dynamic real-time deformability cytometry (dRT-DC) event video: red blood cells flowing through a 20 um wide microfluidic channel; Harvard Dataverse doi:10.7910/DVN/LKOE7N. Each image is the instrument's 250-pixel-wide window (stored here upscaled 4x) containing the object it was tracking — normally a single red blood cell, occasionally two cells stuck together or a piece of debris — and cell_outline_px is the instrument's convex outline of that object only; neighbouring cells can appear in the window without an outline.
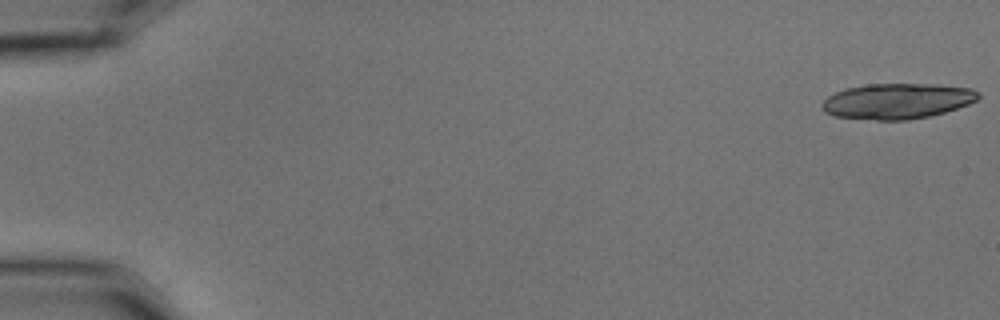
{"species": "common noctule bat (a hibernating species)", "species_latin": "Nyctalus noctula", "temperature_condition": "cold", "stored_images_in_passage": 6, "camera_frame_rate_fps": 3000, "um_per_image_px": 0.085, "animal": {"sex": "male", "body_mass_g": 15.6}, "frame": {"image": 1, "passage_image": 1, "time_ms": 0.0, "image_size_px": [1000, 320], "cell_outline_px": [[980, 96], [976, 100], [968, 104], [944, 112], [928, 116], [908, 120], [876, 120], [836, 116], [824, 112], [820, 104], [828, 96], [844, 88], [868, 84], [936, 84], [972, 88], [980, 92]], "centroid_in_image_um": [76.26, 8.58], "position_along_channel_um": 8.7, "area_um2": 32.37}}
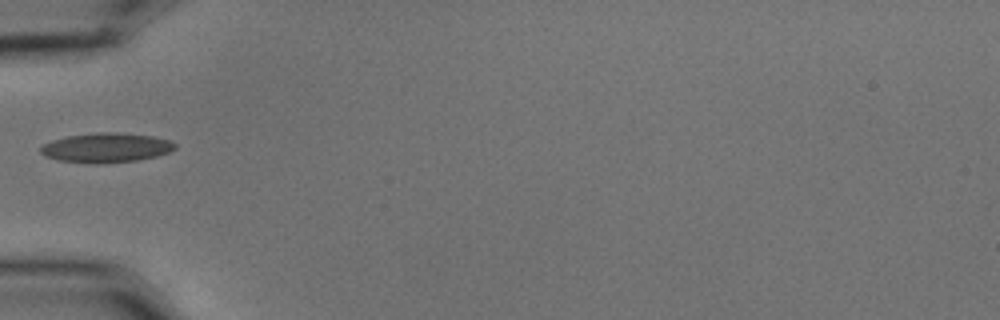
{"frame": {"image": 2, "passage_image": 5, "time_ms": 1.333, "image_size_px": [1000, 320], "cell_outline_px": [[176, 148], [168, 152], [156, 156], [136, 160], [56, 160], [40, 152], [40, 148], [44, 144], [52, 140], [68, 136], [96, 132], [116, 132], [152, 136], [172, 140], [176, 144]], "centroid_in_image_um": [9.09, 12.49], "position_along_channel_um": 75.9, "area_um2": 21.91}}
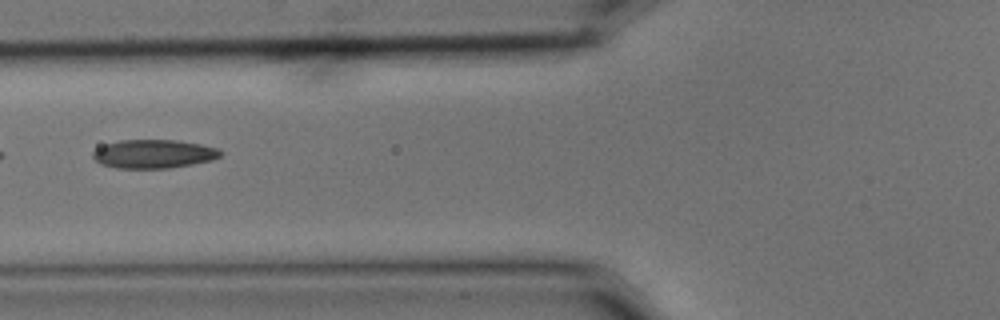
{"frame": {"image": 3, "passage_image": 6, "time_ms": 1.667, "image_size_px": [1000, 320], "cell_outline_px": [[224, 152], [220, 156], [212, 160], [192, 164], [168, 168], [116, 168], [100, 164], [92, 156], [92, 152], [96, 148], [104, 144], [120, 140], [176, 140], [200, 144], [220, 148]], "centroid_in_image_um": [13.06, 13.08], "position_along_channel_um": 112.7, "area_um2": 21.44}}